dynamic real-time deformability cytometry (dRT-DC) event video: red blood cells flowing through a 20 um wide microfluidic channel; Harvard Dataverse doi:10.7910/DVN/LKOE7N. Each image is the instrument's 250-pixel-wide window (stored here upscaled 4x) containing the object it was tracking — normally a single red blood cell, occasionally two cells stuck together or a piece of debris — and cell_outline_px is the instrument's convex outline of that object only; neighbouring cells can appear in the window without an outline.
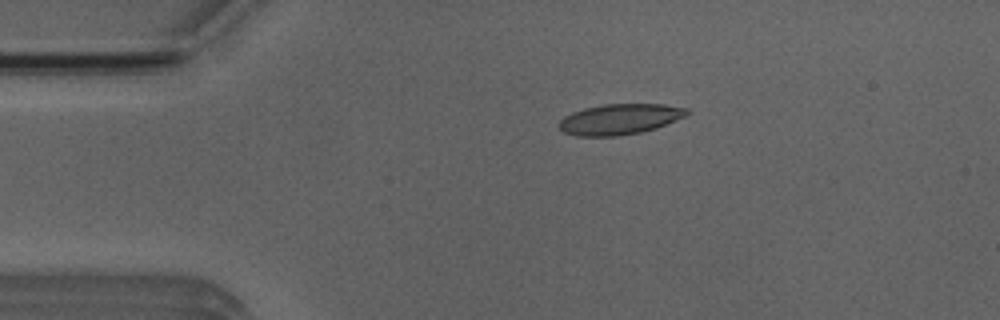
{"species": "Egyptian fruit bat (a non-hibernating species)", "species_latin": "Rousettus aegyptiacus", "temperature_condition": "room temperature", "stored_images_in_passage": 3, "camera_frame_rate_fps": 3000, "um_per_image_px": 0.085, "animal": {"sex": "male"}, "frame": {"image": 1, "passage_image": 2, "time_ms": 1.0, "image_size_px": [1000, 320], "cell_outline_px": [[692, 112], [676, 120], [656, 128], [640, 132], [620, 136], [576, 136], [564, 132], [560, 128], [560, 120], [564, 116], [572, 112], [584, 108], [604, 104], [664, 104], [688, 108]], "centroid_in_image_um": [52.7, 10.12], "position_along_channel_um": 32.3, "area_um2": 22.83}}